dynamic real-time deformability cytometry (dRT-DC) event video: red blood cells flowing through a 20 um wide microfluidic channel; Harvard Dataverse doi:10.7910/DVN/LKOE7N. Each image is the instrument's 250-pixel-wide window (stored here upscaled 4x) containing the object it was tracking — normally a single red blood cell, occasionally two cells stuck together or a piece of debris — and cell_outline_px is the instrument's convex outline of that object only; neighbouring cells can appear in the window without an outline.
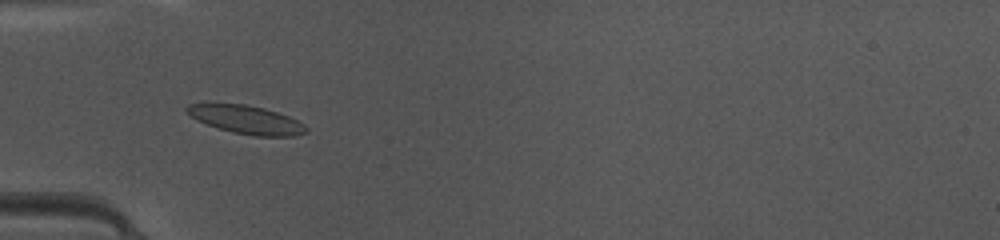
{"species": "common noctule bat (a hibernating species)", "species_latin": "Nyctalus noctula", "temperature_condition": "warm", "stored_images_in_passage": 48, "camera_frame_rate_fps": 3000, "um_per_image_px": 0.085, "animal": {"sex": "female", "body_mass_g": 10.0, "forearm_length_mm": 53.1}, "frame": {"image": 1, "passage_image": 16, "time_ms": 5.0, "image_size_px": [1000, 240], "cell_outline_px": [[308, 132], [292, 136], [256, 136], [232, 132], [196, 120], [184, 108], [188, 104], [244, 104], [264, 108], [288, 116], [304, 124], [308, 128]], "centroid_in_image_um": [20.97, 10.18], "position_along_channel_um": 64.0, "area_um2": 19.36}}
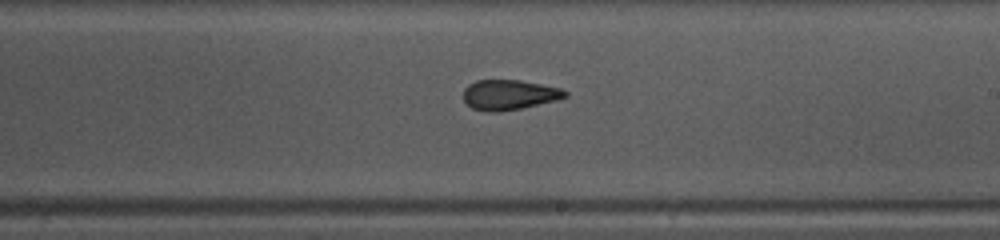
{"frame": {"image": 2, "passage_image": 29, "time_ms": 9.333, "image_size_px": [1000, 240], "cell_outline_px": [[568, 96], [556, 100], [520, 108], [500, 112], [488, 112], [472, 108], [464, 100], [464, 88], [468, 84], [476, 80], [520, 80], [560, 88], [568, 92]], "centroid_in_image_um": [43.26, 8.05], "position_along_channel_um": 245.7, "area_um2": 17.74}}
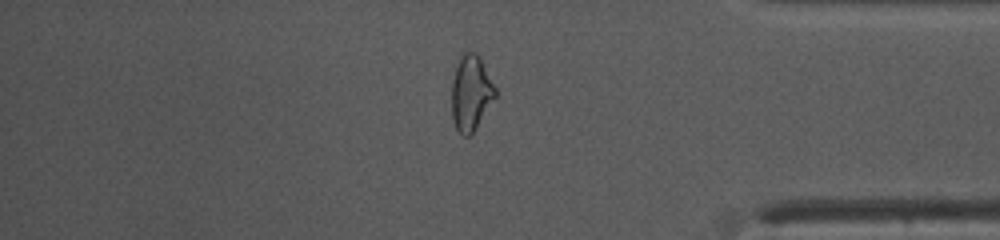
{"frame": {"image": 3, "passage_image": 41, "time_ms": 13.333, "image_size_px": [1000, 240], "cell_outline_px": [[496, 96], [472, 132], [468, 136], [464, 136], [456, 128], [452, 120], [452, 80], [460, 56], [464, 52], [476, 52], [496, 88]], "centroid_in_image_um": [40.01, 7.89], "position_along_channel_um": 395.2, "area_um2": 18.67}, "authors_computed_cell_mechanics": {"area_um2": 18.6694, "velocity_mm_per_s": 4.2094, "shape_relaxation_time_tau1_ms": 7.0536, "shape_relaxation_time_tau2_ms": 1.6262, "deformation_change_tau1": 0.1962, "deformation_change_tau2": 0.0972}}